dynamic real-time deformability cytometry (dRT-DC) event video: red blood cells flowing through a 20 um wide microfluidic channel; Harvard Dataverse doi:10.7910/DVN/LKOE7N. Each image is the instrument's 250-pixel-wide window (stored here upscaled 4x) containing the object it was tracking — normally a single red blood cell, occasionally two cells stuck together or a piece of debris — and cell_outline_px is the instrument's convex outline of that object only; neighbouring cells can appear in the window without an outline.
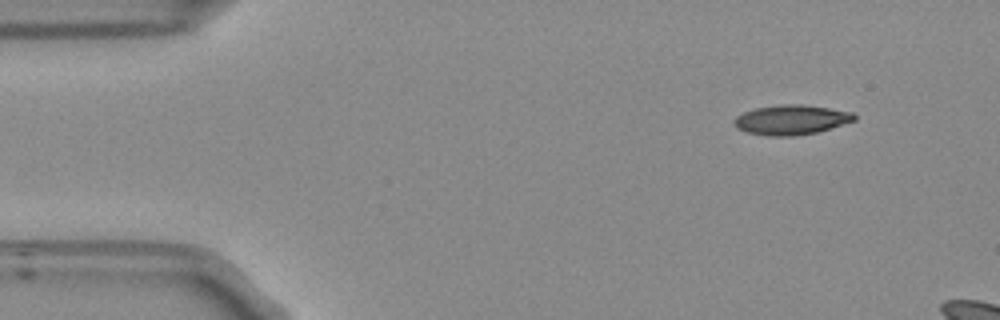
{"species": "Egyptian fruit bat (a non-hibernating species)", "species_latin": "Rousettus aegyptiacus", "temperature_condition": "room temperature", "stored_images_in_passage": 7, "camera_frame_rate_fps": 3000, "um_per_image_px": 0.085, "frame": {"image": 1, "passage_image": 1, "time_ms": 0.0, "image_size_px": [1000, 320], "cell_outline_px": [[856, 120], [816, 132], [796, 136], [768, 136], [748, 132], [736, 128], [732, 120], [736, 116], [744, 112], [756, 108], [784, 104], [800, 104], [828, 108], [852, 112], [856, 116]], "centroid_in_image_um": [67.23, 10.19], "position_along_channel_um": 17.8, "area_um2": 20.69}}